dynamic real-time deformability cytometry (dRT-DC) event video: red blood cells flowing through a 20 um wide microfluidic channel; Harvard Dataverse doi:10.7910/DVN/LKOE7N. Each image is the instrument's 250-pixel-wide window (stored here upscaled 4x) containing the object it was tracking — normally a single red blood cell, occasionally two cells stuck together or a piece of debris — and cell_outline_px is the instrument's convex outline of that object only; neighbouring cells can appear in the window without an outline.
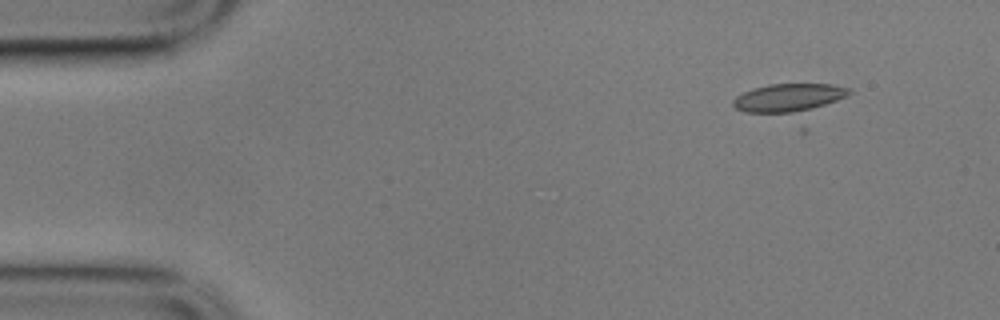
{"species": "common noctule bat (a hibernating species)", "species_latin": "Nyctalus noctula", "temperature_condition": "cold", "stored_images_in_passage": 36, "camera_frame_rate_fps": 3000, "um_per_image_px": 0.085, "animal": {"sex": "male", "body_mass_g": 17.9}, "frame": {"image": 1, "passage_image": 4, "time_ms": 1.0, "image_size_px": [1000, 320], "cell_outline_px": [[852, 92], [848, 96], [804, 112], [744, 112], [736, 108], [732, 104], [732, 100], [736, 96], [752, 88], [768, 84], [832, 84], [848, 88]], "centroid_in_image_um": [67.03, 8.29], "position_along_channel_um": 18.0, "area_um2": 18.96}}
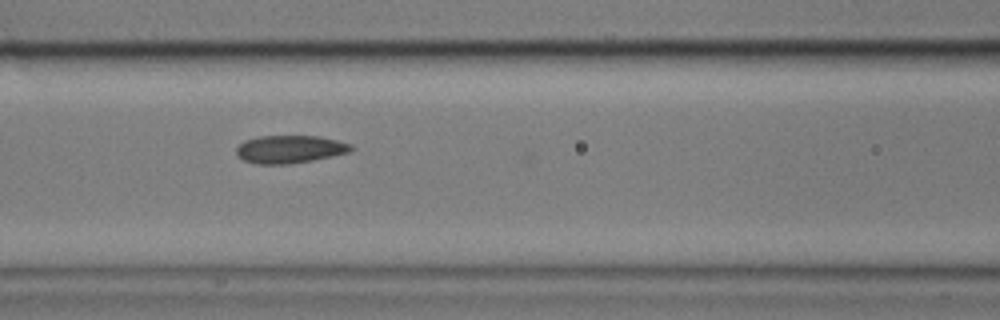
{"frame": {"image": 2, "passage_image": 22, "time_ms": 7.0, "image_size_px": [1000, 320], "cell_outline_px": [[356, 148], [352, 152], [312, 160], [288, 164], [256, 164], [244, 160], [236, 156], [236, 148], [244, 140], [260, 136], [320, 136], [352, 144]], "centroid_in_image_um": [24.66, 12.68], "position_along_channel_um": 141.9, "area_um2": 18.79}}
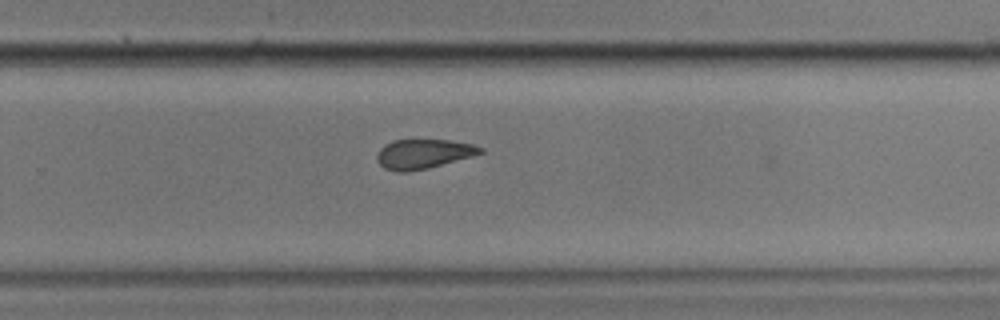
{"frame": {"image": 3, "passage_image": 35, "time_ms": 11.333, "image_size_px": [1000, 320], "cell_outline_px": [[484, 152], [472, 156], [428, 168], [408, 172], [396, 172], [384, 168], [376, 160], [376, 156], [380, 148], [384, 144], [392, 140], [448, 140], [472, 144], [484, 148]], "centroid_in_image_um": [35.95, 13.08], "position_along_channel_um": 293.8, "area_um2": 17.8}}